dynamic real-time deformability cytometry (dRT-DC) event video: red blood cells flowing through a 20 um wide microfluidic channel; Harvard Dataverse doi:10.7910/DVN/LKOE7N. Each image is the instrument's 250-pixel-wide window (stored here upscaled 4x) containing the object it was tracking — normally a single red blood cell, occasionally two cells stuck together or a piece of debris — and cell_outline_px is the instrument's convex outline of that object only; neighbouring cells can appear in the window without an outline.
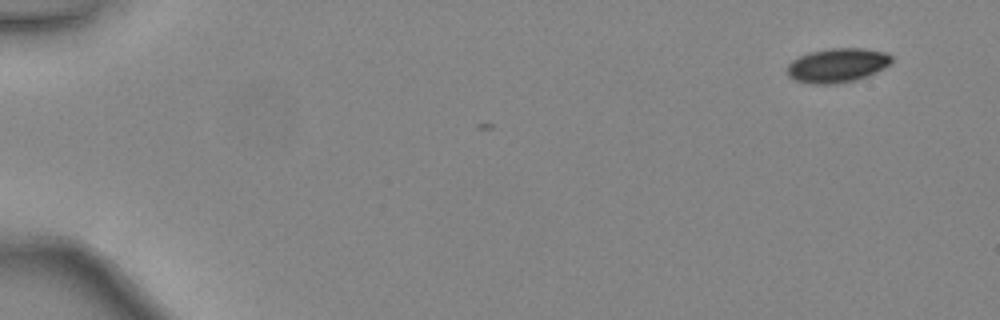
{"species": "common noctule bat (a hibernating species)", "species_latin": "Nyctalus noctula", "temperature_condition": "warm", "stored_images_in_passage": 4, "camera_frame_rate_fps": 3000, "um_per_image_px": 0.085, "animal": {"sex": "female", "body_mass_g": 24.6, "forearm_length_mm": 56.2}, "frame": {"image": 1, "passage_image": 1, "time_ms": 0.0, "image_size_px": [1000, 320], "cell_outline_px": [[892, 60], [884, 68], [868, 76], [856, 80], [832, 84], [812, 84], [796, 80], [788, 76], [788, 64], [792, 60], [808, 52], [828, 48], [864, 48], [888, 52], [892, 56]], "centroid_in_image_um": [71.19, 5.54], "position_along_channel_um": 13.8, "area_um2": 20.92}}